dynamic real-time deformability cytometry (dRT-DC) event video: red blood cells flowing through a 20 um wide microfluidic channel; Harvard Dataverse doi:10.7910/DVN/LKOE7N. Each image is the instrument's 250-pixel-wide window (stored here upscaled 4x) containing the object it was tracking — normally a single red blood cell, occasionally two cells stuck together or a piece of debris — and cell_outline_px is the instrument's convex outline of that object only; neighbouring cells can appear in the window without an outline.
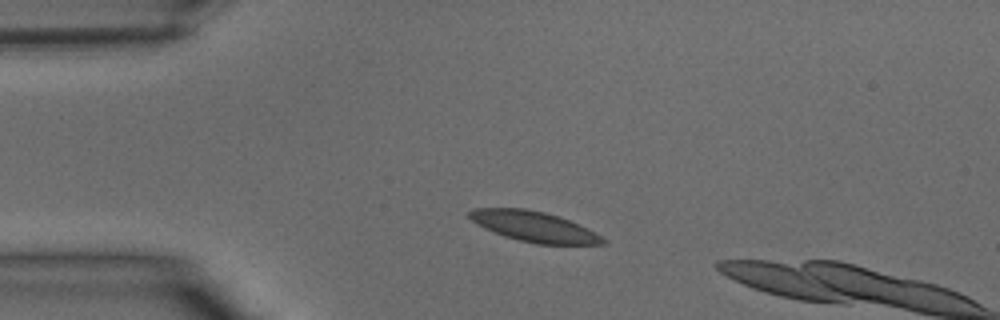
{"species": "common noctule bat (a hibernating species)", "species_latin": "Nyctalus noctula", "temperature_condition": "warm", "stored_images_in_passage": 8, "camera_frame_rate_fps": 3000, "um_per_image_px": 0.085, "animal": {"sex": "male", "body_mass_g": 15.6}, "frame": {"image": 1, "passage_image": 5, "time_ms": 1.333, "image_size_px": [1000, 320], "cell_outline_px": [[608, 244], [536, 244], [504, 236], [484, 228], [476, 224], [468, 216], [468, 212], [472, 208], [524, 208], [544, 212], [560, 216], [588, 228], [608, 240]], "centroid_in_image_um": [45.41, 19.25], "position_along_channel_um": 39.6, "area_um2": 23.7}}